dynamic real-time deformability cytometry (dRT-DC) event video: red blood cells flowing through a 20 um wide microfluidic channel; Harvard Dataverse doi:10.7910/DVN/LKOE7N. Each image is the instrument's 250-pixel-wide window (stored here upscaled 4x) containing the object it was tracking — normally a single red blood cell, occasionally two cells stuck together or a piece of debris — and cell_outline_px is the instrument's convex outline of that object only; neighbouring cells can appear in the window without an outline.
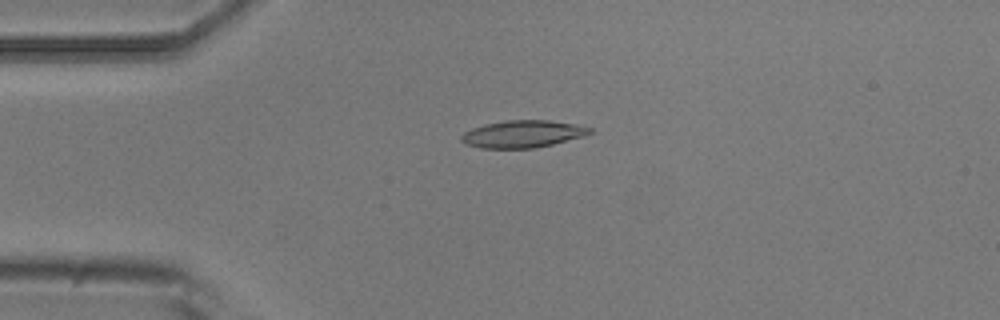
{"species": "common noctule bat (a hibernating species)", "species_latin": "Nyctalus noctula", "temperature_condition": "room temperature", "stored_images_in_passage": 14, "camera_frame_rate_fps": 3000, "um_per_image_px": 0.085, "animal": {"sex": "male", "body_mass_g": 20.5, "forearm_length_mm": 52.5}, "frame": {"image": 1, "passage_image": 3, "time_ms": 3.0, "image_size_px": [1000, 320], "cell_outline_px": [[592, 132], [584, 136], [552, 144], [532, 148], [480, 148], [464, 144], [460, 140], [460, 136], [464, 132], [472, 128], [484, 124], [504, 120], [548, 120], [576, 124], [592, 128]], "centroid_in_image_um": [44.39, 11.38], "position_along_channel_um": 40.6, "area_um2": 20.46}}
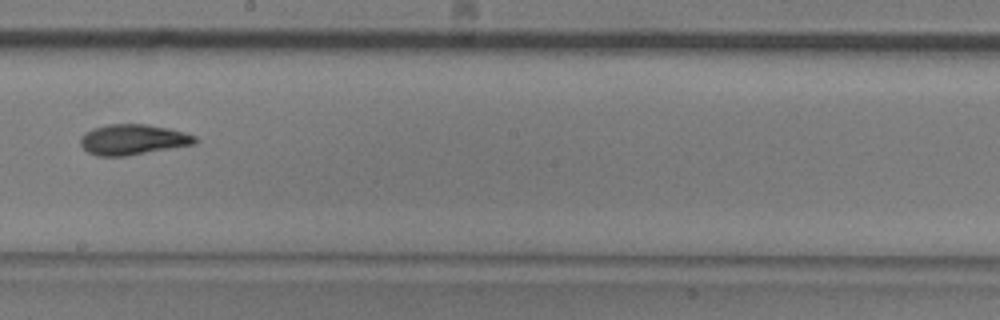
{"frame": {"image": 2, "passage_image": 8, "time_ms": 9.0, "image_size_px": [1000, 320], "cell_outline_px": [[200, 140], [196, 144], [124, 156], [96, 156], [88, 152], [80, 144], [80, 140], [92, 128], [108, 124], [148, 124], [168, 128], [184, 132], [196, 136]], "centroid_in_image_um": [11.34, 11.86], "position_along_channel_um": 236.9, "area_um2": 20.29}}
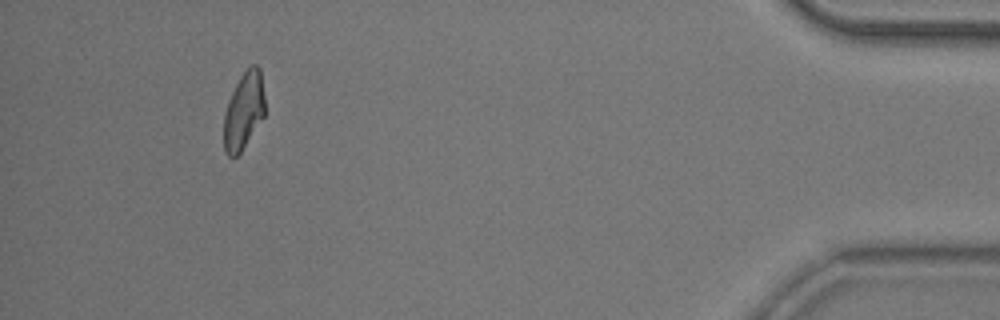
{"frame": {"image": 3, "passage_image": 13, "time_ms": 15.667, "image_size_px": [1000, 320], "cell_outline_px": [[264, 116], [240, 152], [236, 156], [228, 156], [224, 152], [224, 112], [228, 100], [240, 76], [252, 64], [256, 64], [260, 68], [264, 96]], "centroid_in_image_um": [20.71, 9.41], "position_along_channel_um": 414.5, "area_um2": 18.26}, "authors_computed_cell_mechanics": {"area_um2": 19.3919, "velocity_mm_per_s": 3.6576, "shape_relaxation_time_tau1_ms": 7.7003, "shape_relaxation_time_tau2_ms": 3.3651, "deformation_change_tau1": 0.2184, "deformation_change_tau2": 0.1069}}